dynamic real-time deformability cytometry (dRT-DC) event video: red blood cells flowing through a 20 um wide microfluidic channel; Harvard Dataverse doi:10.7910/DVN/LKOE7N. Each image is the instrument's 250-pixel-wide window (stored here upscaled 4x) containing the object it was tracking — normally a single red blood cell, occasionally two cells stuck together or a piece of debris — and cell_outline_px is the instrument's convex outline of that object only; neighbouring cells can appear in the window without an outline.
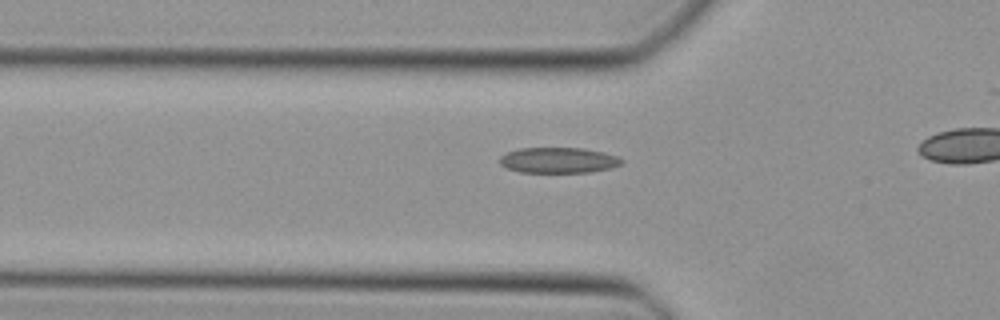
{"species": "Egyptian fruit bat (a non-hibernating species)", "species_latin": "Rousettus aegyptiacus", "temperature_condition": "cold", "stored_images_in_passage": 12, "camera_frame_rate_fps": 3000, "um_per_image_px": 0.085, "animal": {"sex": "female"}, "frame": {"image": 1, "passage_image": 7, "time_ms": 2.0, "image_size_px": [1000, 320], "cell_outline_px": [[624, 164], [612, 168], [588, 172], [520, 172], [508, 168], [500, 164], [500, 156], [508, 152], [520, 148], [584, 148], [604, 152], [620, 156], [624, 160]], "centroid_in_image_um": [47.54, 13.61], "position_along_channel_um": 78.3, "area_um2": 18.32}}
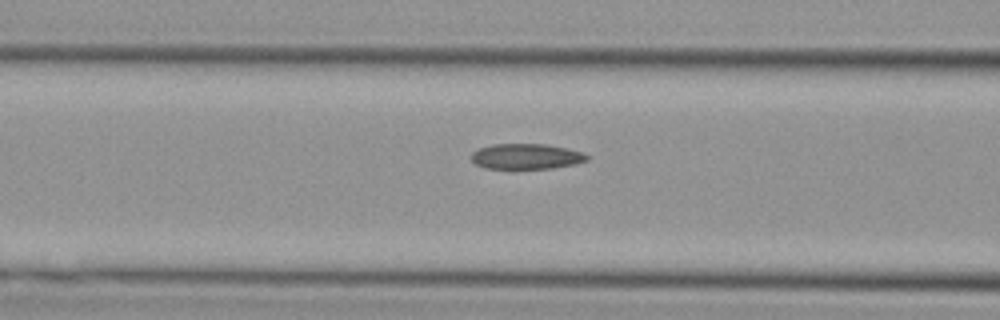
{"frame": {"image": 2, "passage_image": 10, "time_ms": 3.0, "image_size_px": [1000, 320], "cell_outline_px": [[588, 160], [576, 164], [552, 168], [512, 172], [484, 168], [476, 164], [472, 160], [472, 152], [480, 148], [492, 144], [544, 144], [584, 152], [588, 156]], "centroid_in_image_um": [44.7, 13.35], "position_along_channel_um": 121.9, "area_um2": 17.98}}